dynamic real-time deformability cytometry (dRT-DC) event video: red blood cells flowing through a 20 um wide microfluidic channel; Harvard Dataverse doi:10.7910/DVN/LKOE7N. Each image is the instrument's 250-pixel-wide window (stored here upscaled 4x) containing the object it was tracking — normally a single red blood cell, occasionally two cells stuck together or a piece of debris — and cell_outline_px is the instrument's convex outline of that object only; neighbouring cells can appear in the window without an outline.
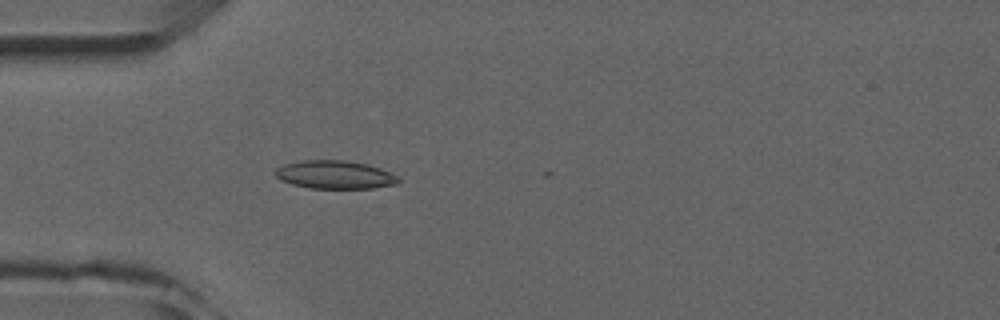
{"species": "common noctule bat (a hibernating species)", "species_latin": "Nyctalus noctula", "temperature_condition": "room temperature", "stored_images_in_passage": 3, "camera_frame_rate_fps": 3000, "um_per_image_px": 0.085, "animal": {"sex": "male", "forearm_length_mm": 52.5}, "frame": {"image": 1, "passage_image": 3, "time_ms": 3.333, "image_size_px": [1000, 320], "cell_outline_px": [[400, 184], [372, 188], [312, 188], [292, 184], [280, 180], [276, 176], [276, 168], [284, 164], [300, 160], [344, 160], [368, 164], [380, 168], [396, 176], [400, 180]], "centroid_in_image_um": [28.47, 14.85], "position_along_channel_um": 56.5, "area_um2": 20.23}}